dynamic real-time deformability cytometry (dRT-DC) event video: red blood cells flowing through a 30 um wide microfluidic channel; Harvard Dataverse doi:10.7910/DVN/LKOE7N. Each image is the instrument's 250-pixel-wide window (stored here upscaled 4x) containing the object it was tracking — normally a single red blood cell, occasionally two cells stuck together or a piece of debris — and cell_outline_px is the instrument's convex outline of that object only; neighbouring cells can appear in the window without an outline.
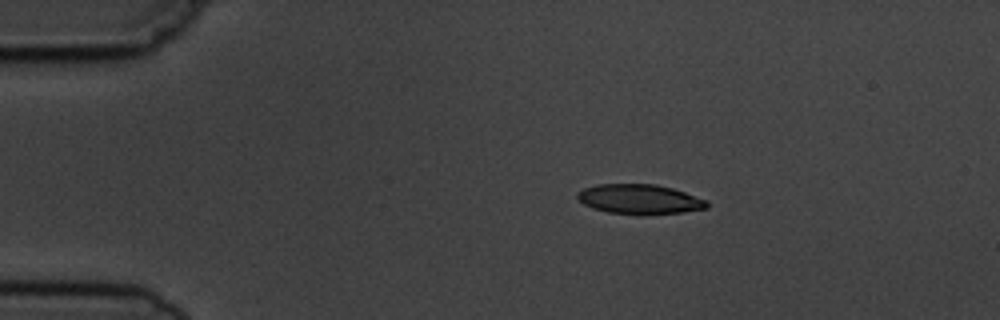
{"species": "common noctule bat (a hibernating species)", "species_latin": "Nyctalus noctula", "temperature_condition": "cold", "stored_images_in_passage": 8, "camera_frame_rate_fps": 3000, "um_per_image_px": 0.085, "animal": {"sex": "male", "body_mass_g": 19.5, "forearm_length_mm": 54.6}, "frame": {"image": 1, "passage_image": 2, "time_ms": 1.0, "image_size_px": [1000, 320], "cell_outline_px": [[708, 208], [684, 212], [608, 212], [592, 208], [584, 204], [576, 196], [576, 192], [584, 188], [596, 184], [656, 184], [672, 188], [708, 200]], "centroid_in_image_um": [54.35, 16.89], "position_along_channel_um": 30.7, "area_um2": 21.73}}
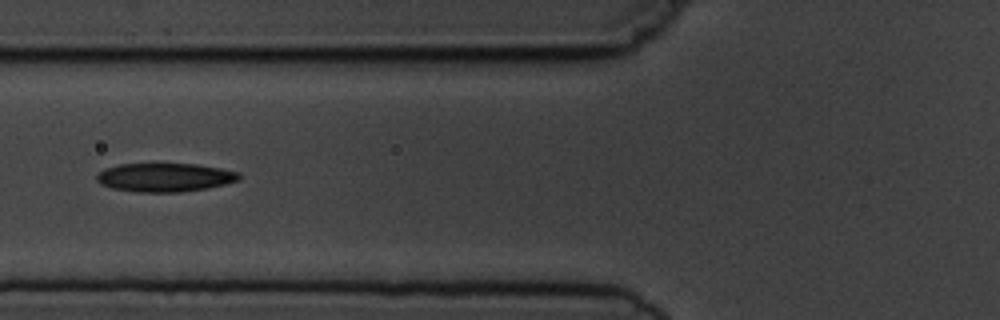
{"frame": {"image": 2, "passage_image": 5, "time_ms": 4.667, "image_size_px": [1000, 320], "cell_outline_px": [[240, 180], [208, 188], [180, 192], [140, 192], [112, 188], [100, 184], [96, 180], [96, 172], [104, 168], [120, 164], [196, 164], [220, 168], [240, 172]], "centroid_in_image_um": [13.99, 15.07], "position_along_channel_um": 111.8, "area_um2": 23.87}}
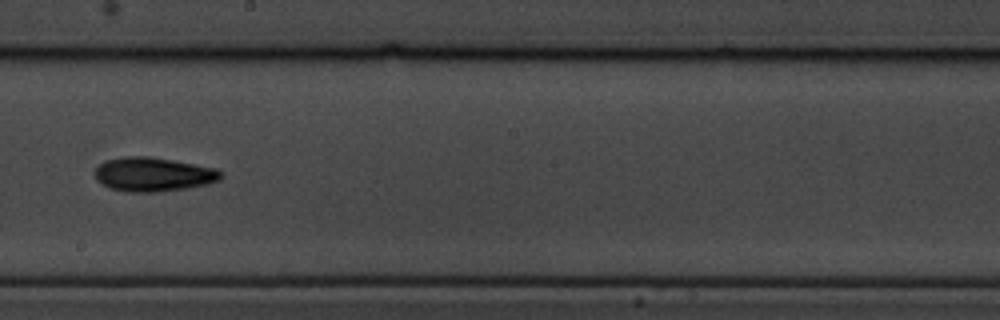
{"frame": {"image": 3, "passage_image": 8, "time_ms": 8.0, "image_size_px": [1000, 320], "cell_outline_px": [[224, 176], [220, 180], [208, 184], [188, 188], [156, 192], [124, 192], [108, 188], [96, 180], [92, 172], [100, 164], [108, 160], [124, 156], [148, 156], [172, 160], [216, 168], [224, 172]], "centroid_in_image_um": [13.03, 14.83], "position_along_channel_um": 235.2, "area_um2": 25.37}}